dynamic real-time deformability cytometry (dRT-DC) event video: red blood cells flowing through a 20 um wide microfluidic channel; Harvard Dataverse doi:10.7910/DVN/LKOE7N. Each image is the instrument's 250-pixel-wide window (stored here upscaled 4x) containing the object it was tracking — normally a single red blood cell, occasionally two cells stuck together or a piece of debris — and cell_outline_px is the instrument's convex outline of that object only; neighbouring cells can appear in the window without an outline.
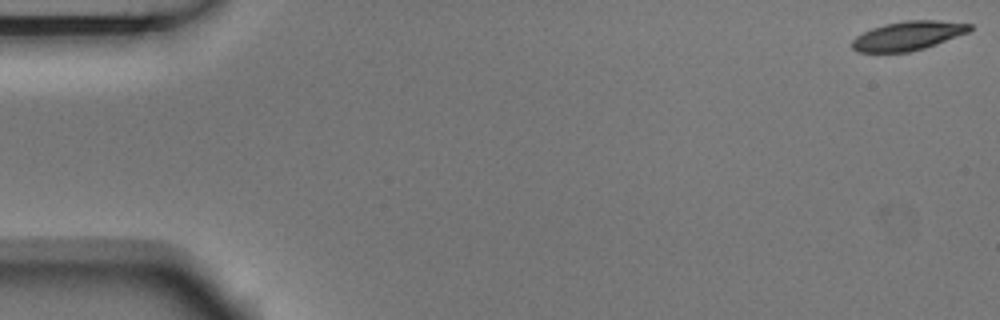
{"species": "Egyptian fruit bat (a non-hibernating species)", "species_latin": "Rousettus aegyptiacus", "temperature_condition": "room temperature", "stored_images_in_passage": 6, "segment_of_instrument_passage": [1, 2], "camera_frame_rate_fps": 3000, "um_per_image_px": 0.085, "animal": {"sex": "male"}, "frame": {"image": 1, "passage_image": 1, "time_ms": 0.0, "image_size_px": [1000, 320], "cell_outline_px": [[972, 28], [968, 32], [936, 44], [924, 48], [908, 52], [856, 52], [852, 48], [852, 40], [856, 36], [872, 28], [884, 24], [908, 20], [936, 20], [972, 24]], "centroid_in_image_um": [77.16, 3.04], "position_along_channel_um": 7.8, "area_um2": 19.77}}
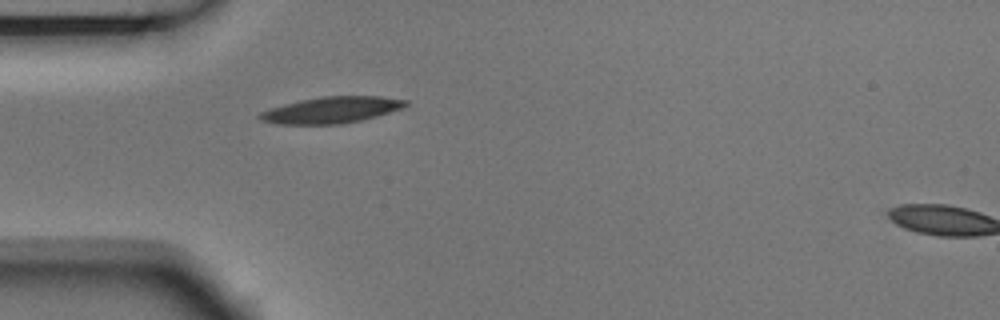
{"frame": {"image": 2, "passage_image": 5, "time_ms": 1.333, "image_size_px": [1000, 320], "cell_outline_px": [[408, 104], [400, 108], [376, 116], [360, 120], [340, 124], [276, 124], [260, 120], [256, 116], [260, 112], [284, 104], [300, 100], [324, 96], [380, 96], [408, 100]], "centroid_in_image_um": [28.14, 9.34], "position_along_channel_um": 56.9, "area_um2": 22.2}}